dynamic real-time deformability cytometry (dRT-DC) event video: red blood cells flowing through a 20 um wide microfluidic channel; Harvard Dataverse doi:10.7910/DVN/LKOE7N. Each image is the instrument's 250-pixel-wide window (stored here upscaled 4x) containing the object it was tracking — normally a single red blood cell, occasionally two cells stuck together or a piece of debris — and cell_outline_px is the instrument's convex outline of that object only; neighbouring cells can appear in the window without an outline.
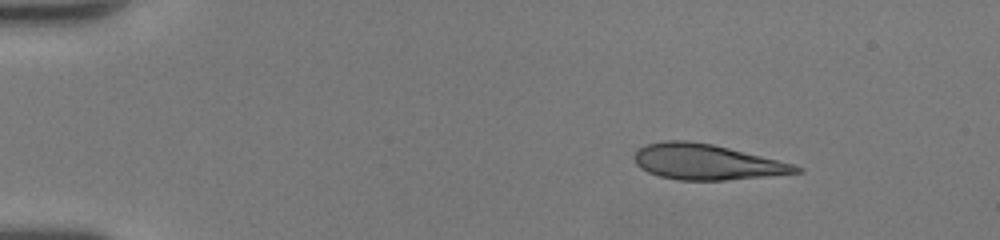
{"species": "human", "species_latin": "Homo sapiens", "temperature_condition": "room temperature", "stored_images_in_passage": 42, "camera_frame_rate_fps": 3000, "um_per_image_px": 0.085, "donor": {"sex": "female"}, "frame": {"image": 1, "passage_image": 1, "time_ms": 0.0, "image_size_px": [1000, 240], "cell_outline_px": [[804, 172], [768, 176], [724, 180], [676, 180], [660, 176], [648, 172], [640, 168], [636, 164], [632, 156], [636, 148], [648, 144], [664, 140], [688, 140], [712, 144], [792, 164], [804, 168]], "centroid_in_image_um": [60.0, 13.76], "position_along_channel_um": 25.0, "area_um2": 33.41}}
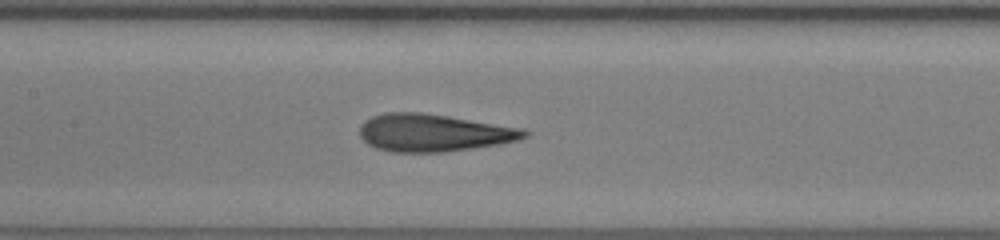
{"frame": {"image": 2, "passage_image": 18, "time_ms": 5.667, "image_size_px": [1000, 240], "cell_outline_px": [[532, 132], [528, 136], [516, 140], [500, 144], [444, 152], [392, 152], [376, 148], [368, 144], [360, 136], [360, 124], [364, 120], [372, 116], [388, 112], [420, 112], [448, 116], [520, 128]], "centroid_in_image_um": [36.83, 11.29], "position_along_channel_um": 170.6, "area_um2": 35.89}}
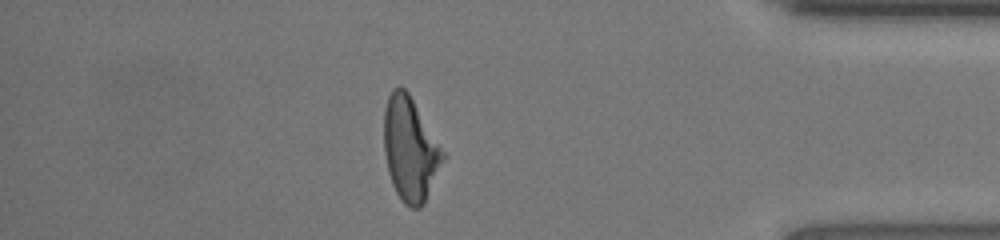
{"frame": {"image": 3, "passage_image": 36, "time_ms": 11.667, "image_size_px": [1000, 240], "cell_outline_px": [[444, 160], [424, 204], [420, 208], [412, 208], [404, 204], [400, 200], [392, 184], [388, 172], [384, 152], [384, 108], [388, 96], [392, 88], [400, 84], [408, 92], [444, 152]], "centroid_in_image_um": [34.83, 12.68], "position_along_channel_um": 400.4, "area_um2": 35.55}, "authors_computed_cell_mechanics": {"area_um2": 35.5759, "velocity_mm_per_s": 4.3423, "shape_relaxation_time_tau1_ms": 5.7311, "shape_relaxation_time_tau2_ms": 1.1983, "deformation_change_tau1": 0.2076, "deformation_change_tau2": 0.0952}}